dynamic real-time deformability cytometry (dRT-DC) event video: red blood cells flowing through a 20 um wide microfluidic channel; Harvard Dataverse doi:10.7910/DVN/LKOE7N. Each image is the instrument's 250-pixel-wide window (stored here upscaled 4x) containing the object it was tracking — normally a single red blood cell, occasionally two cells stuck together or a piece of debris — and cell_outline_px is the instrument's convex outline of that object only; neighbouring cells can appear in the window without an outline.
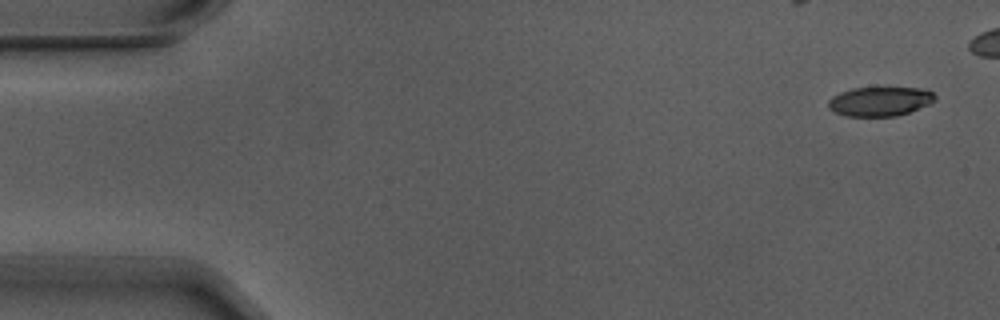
{"species": "Egyptian fruit bat (a non-hibernating species)", "species_latin": "Rousettus aegyptiacus", "temperature_condition": "warm", "stored_images_in_passage": 5, "camera_frame_rate_fps": 3000, "um_per_image_px": 0.085, "animal": {"sex": "male"}, "frame": {"image": 1, "passage_image": 1, "time_ms": 0.0, "image_size_px": [1000, 320], "cell_outline_px": [[936, 100], [928, 104], [908, 112], [896, 116], [844, 116], [828, 108], [828, 100], [832, 96], [840, 92], [852, 88], [928, 88], [936, 96]], "centroid_in_image_um": [74.79, 8.61], "position_along_channel_um": 10.2, "area_um2": 18.21}}
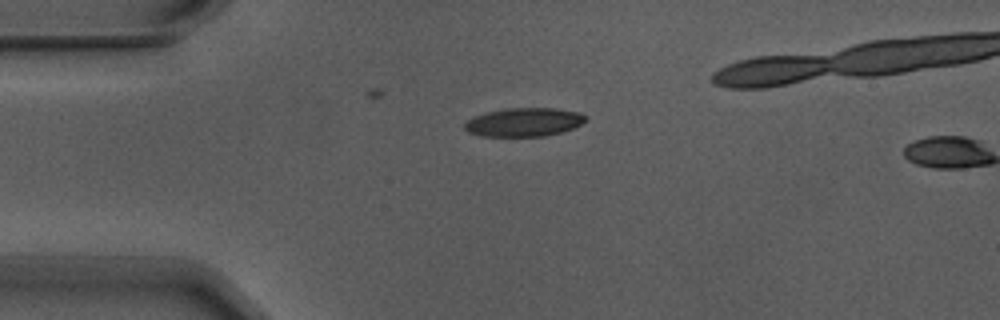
{"frame": {"image": 2, "passage_image": 4, "time_ms": 1.0, "image_size_px": [1000, 320], "cell_outline_px": [[588, 120], [572, 128], [560, 132], [544, 136], [480, 136], [468, 132], [464, 128], [464, 124], [472, 116], [484, 112], [508, 108], [556, 108], [580, 112], [588, 116]], "centroid_in_image_um": [44.53, 10.37], "position_along_channel_um": 40.5, "area_um2": 20.35}}